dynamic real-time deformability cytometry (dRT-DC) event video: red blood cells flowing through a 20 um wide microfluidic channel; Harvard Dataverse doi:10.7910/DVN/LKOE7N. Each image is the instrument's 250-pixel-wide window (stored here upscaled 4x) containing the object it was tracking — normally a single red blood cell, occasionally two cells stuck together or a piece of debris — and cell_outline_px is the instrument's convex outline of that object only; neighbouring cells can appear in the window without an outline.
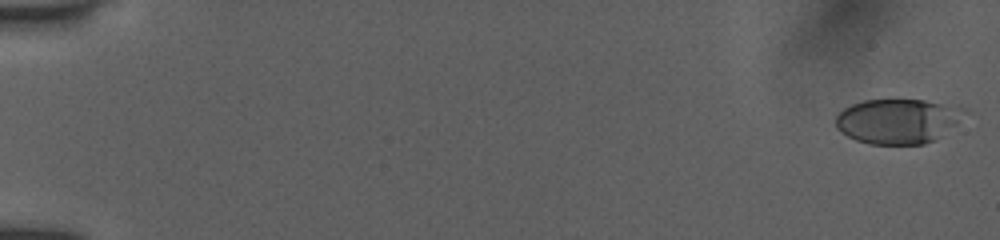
{"species": "human", "species_latin": "Homo sapiens", "temperature_condition": "room temperature", "stored_images_in_passage": 14, "camera_frame_rate_fps": 3000, "um_per_image_px": 0.085, "donor": {"sex": "female"}, "frame": {"image": 1, "passage_image": 1, "time_ms": 0.0, "image_size_px": [1000, 240], "cell_outline_px": [[968, 112], [956, 124], [932, 140], [924, 144], [868, 144], [856, 140], [840, 132], [836, 128], [836, 116], [844, 108], [852, 104], [864, 100], [924, 100], [960, 104], [968, 108]], "centroid_in_image_um": [76.36, 10.27], "position_along_channel_um": 8.6, "area_um2": 33.93}}
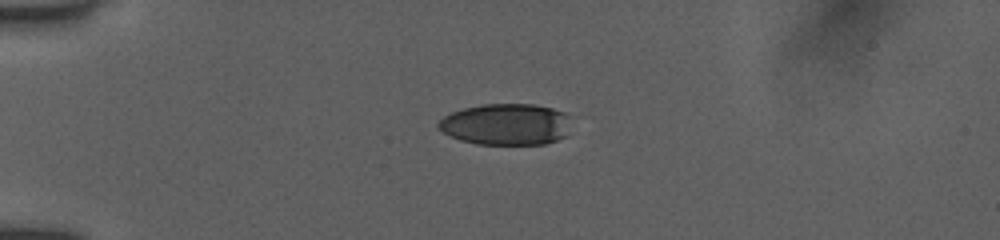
{"frame": {"image": 2, "passage_image": 10, "time_ms": 4.333, "image_size_px": [1000, 240], "cell_outline_px": [[568, 136], [544, 144], [476, 144], [460, 140], [444, 132], [436, 124], [444, 116], [452, 112], [464, 108], [480, 104], [536, 104], [552, 108], [564, 112], [568, 116]], "centroid_in_image_um": [43.03, 10.56], "position_along_channel_um": 42.0, "area_um2": 32.08}}
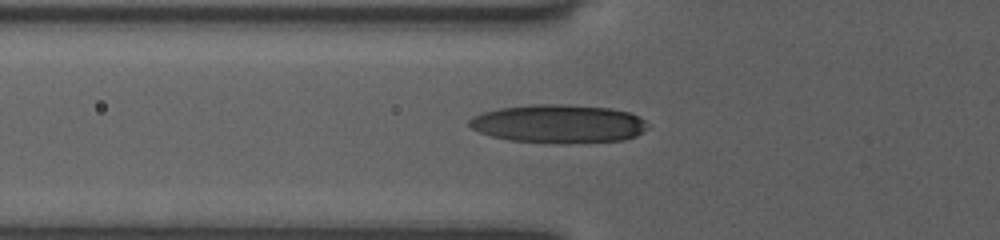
{"frame": {"image": 3, "passage_image": 14, "time_ms": 6.333, "image_size_px": [1000, 240], "cell_outline_px": [[648, 128], [636, 136], [624, 140], [564, 144], [560, 144], [508, 140], [492, 136], [480, 132], [472, 128], [468, 124], [468, 120], [472, 116], [480, 112], [500, 108], [532, 104], [568, 104], [612, 108], [628, 112], [640, 116], [644, 120]], "centroid_in_image_um": [47.47, 10.52], "position_along_channel_um": 78.3, "area_um2": 40.46}}